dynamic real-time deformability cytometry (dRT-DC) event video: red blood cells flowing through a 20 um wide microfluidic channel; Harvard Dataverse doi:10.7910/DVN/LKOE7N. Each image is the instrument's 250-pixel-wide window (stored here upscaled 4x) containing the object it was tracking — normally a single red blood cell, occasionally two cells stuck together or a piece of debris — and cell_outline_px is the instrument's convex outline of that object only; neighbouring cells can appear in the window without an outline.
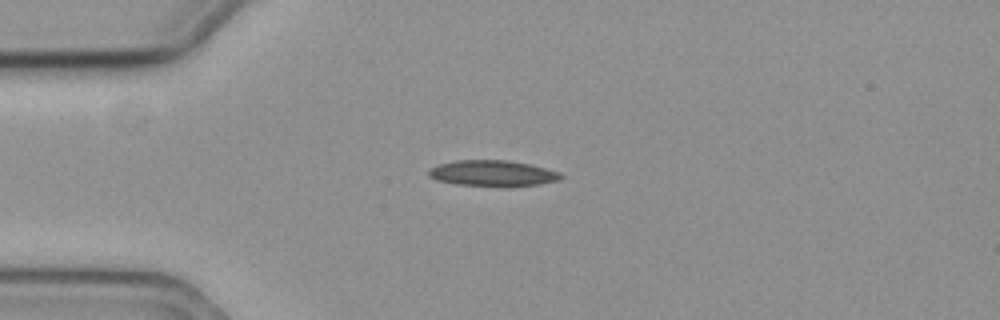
{"species": "common noctule bat (a hibernating species)", "species_latin": "Nyctalus noctula", "temperature_condition": "cold", "stored_images_in_passage": 44, "camera_frame_rate_fps": 3000, "um_per_image_px": 0.085, "animal": {"sex": "female", "body_mass_g": 19.3, "forearm_length_mm": 54.1}, "frame": {"image": 1, "passage_image": 1, "time_ms": 0.0, "image_size_px": [1000, 320], "cell_outline_px": [[564, 176], [560, 180], [540, 184], [508, 188], [500, 188], [456, 184], [436, 180], [428, 176], [428, 168], [440, 164], [456, 160], [508, 160], [528, 164], [560, 172]], "centroid_in_image_um": [41.88, 14.76], "position_along_channel_um": 43.1, "area_um2": 20.52}}
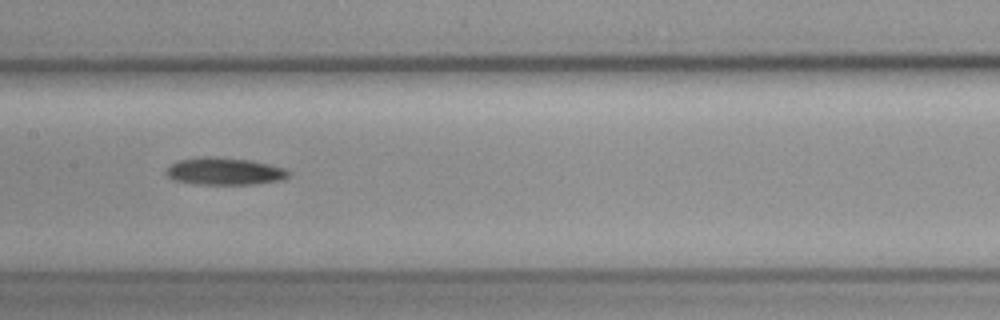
{"frame": {"image": 2, "passage_image": 15, "time_ms": 4.667, "image_size_px": [1000, 320], "cell_outline_px": [[292, 172], [284, 180], [256, 184], [200, 184], [176, 180], [168, 176], [168, 168], [176, 160], [204, 156], [208, 156], [248, 160], [268, 164], [284, 168]], "centroid_in_image_um": [19.14, 14.56], "position_along_channel_um": 188.3, "area_um2": 19.25}}
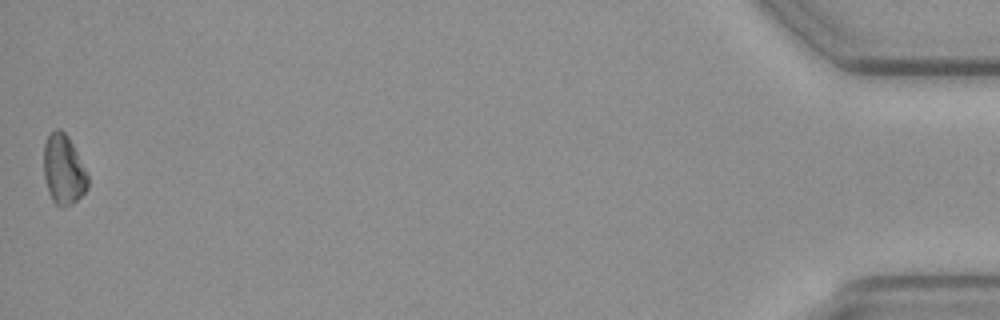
{"frame": {"image": 3, "passage_image": 44, "time_ms": 14.333, "image_size_px": [1000, 320], "cell_outline_px": [[88, 188], [76, 200], [64, 208], [60, 208], [52, 200], [48, 192], [44, 176], [44, 144], [48, 136], [56, 128], [60, 128], [68, 136], [88, 176]], "centroid_in_image_um": [5.38, 14.44], "position_along_channel_um": 429.8, "area_um2": 17.74}}